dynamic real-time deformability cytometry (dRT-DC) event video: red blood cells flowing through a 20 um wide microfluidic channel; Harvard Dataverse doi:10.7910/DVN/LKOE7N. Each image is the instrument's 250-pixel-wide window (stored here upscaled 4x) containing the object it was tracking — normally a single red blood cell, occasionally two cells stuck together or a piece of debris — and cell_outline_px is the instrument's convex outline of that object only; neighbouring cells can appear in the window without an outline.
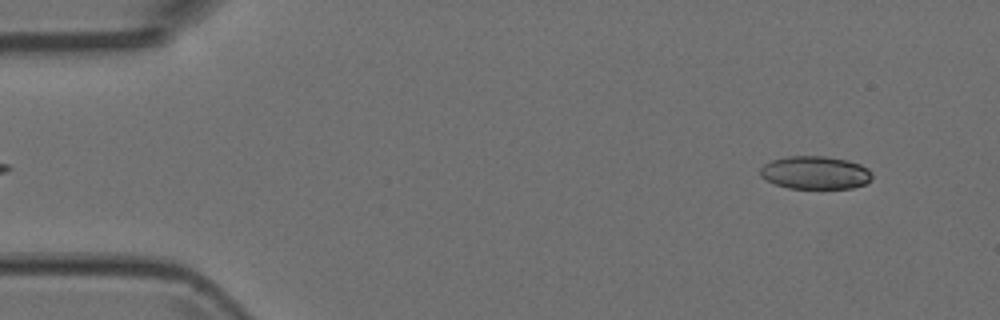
{"species": "Egyptian fruit bat (a non-hibernating species)", "species_latin": "Rousettus aegyptiacus", "temperature_condition": "room temperature", "stored_images_in_passage": 4, "camera_frame_rate_fps": 3000, "um_per_image_px": 0.085, "animal": {"sex": "female"}, "frame": {"image": 1, "passage_image": 1, "time_ms": 0.0, "image_size_px": [1000, 320], "cell_outline_px": [[872, 180], [864, 184], [852, 188], [788, 188], [776, 184], [760, 176], [760, 168], [764, 164], [772, 160], [788, 156], [824, 156], [848, 160], [860, 164], [868, 168], [872, 172]], "centroid_in_image_um": [69.32, 14.67], "position_along_channel_um": 15.7, "area_um2": 21.56}}
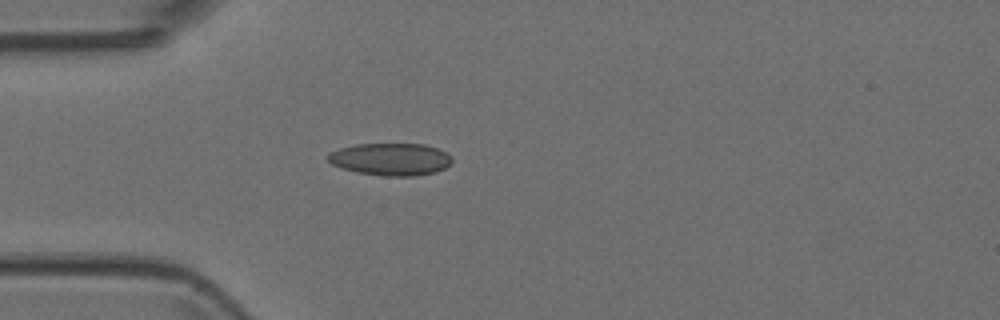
{"frame": {"image": 2, "passage_image": 4, "time_ms": 1.0, "image_size_px": [1000, 320], "cell_outline_px": [[452, 160], [444, 168], [436, 172], [412, 176], [380, 176], [356, 172], [332, 164], [324, 156], [340, 148], [356, 144], [424, 144], [436, 148], [444, 152]], "centroid_in_image_um": [33.16, 13.54], "position_along_channel_um": 51.8, "area_um2": 23.18}}